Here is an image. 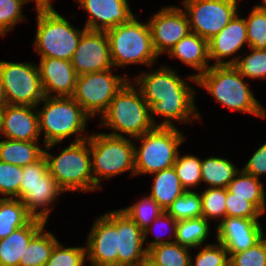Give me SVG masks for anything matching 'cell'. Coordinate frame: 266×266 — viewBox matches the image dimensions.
<instances>
[{
  "instance_id": "1",
  "label": "cell",
  "mask_w": 266,
  "mask_h": 266,
  "mask_svg": "<svg viewBox=\"0 0 266 266\" xmlns=\"http://www.w3.org/2000/svg\"><path fill=\"white\" fill-rule=\"evenodd\" d=\"M135 86L149 105L150 118L155 126L177 127L174 121L191 123L201 121V114L195 106L196 90L168 66L154 71H140L134 78ZM155 116L163 117V122L155 121Z\"/></svg>"
},
{
  "instance_id": "2",
  "label": "cell",
  "mask_w": 266,
  "mask_h": 266,
  "mask_svg": "<svg viewBox=\"0 0 266 266\" xmlns=\"http://www.w3.org/2000/svg\"><path fill=\"white\" fill-rule=\"evenodd\" d=\"M197 85L227 109L266 117V109L255 98L249 82L233 65H212L198 76Z\"/></svg>"
},
{
  "instance_id": "3",
  "label": "cell",
  "mask_w": 266,
  "mask_h": 266,
  "mask_svg": "<svg viewBox=\"0 0 266 266\" xmlns=\"http://www.w3.org/2000/svg\"><path fill=\"white\" fill-rule=\"evenodd\" d=\"M99 120L100 127L113 129L106 134L126 138L128 136L133 140L155 127L150 118L149 105L132 79L115 95Z\"/></svg>"
},
{
  "instance_id": "4",
  "label": "cell",
  "mask_w": 266,
  "mask_h": 266,
  "mask_svg": "<svg viewBox=\"0 0 266 266\" xmlns=\"http://www.w3.org/2000/svg\"><path fill=\"white\" fill-rule=\"evenodd\" d=\"M42 102L41 110H36L39 133H44V146L60 143L72 135L75 136L72 142L83 141L90 136L85 132L91 117L73 97L45 96Z\"/></svg>"
},
{
  "instance_id": "5",
  "label": "cell",
  "mask_w": 266,
  "mask_h": 266,
  "mask_svg": "<svg viewBox=\"0 0 266 266\" xmlns=\"http://www.w3.org/2000/svg\"><path fill=\"white\" fill-rule=\"evenodd\" d=\"M58 143L44 146L50 175L63 192L94 191L91 155L88 139L71 142L61 150L59 155H53L49 150Z\"/></svg>"
},
{
  "instance_id": "6",
  "label": "cell",
  "mask_w": 266,
  "mask_h": 266,
  "mask_svg": "<svg viewBox=\"0 0 266 266\" xmlns=\"http://www.w3.org/2000/svg\"><path fill=\"white\" fill-rule=\"evenodd\" d=\"M94 191L101 190L100 181L130 172L135 176L134 141L126 137L108 135L105 132L91 134L88 138Z\"/></svg>"
},
{
  "instance_id": "7",
  "label": "cell",
  "mask_w": 266,
  "mask_h": 266,
  "mask_svg": "<svg viewBox=\"0 0 266 266\" xmlns=\"http://www.w3.org/2000/svg\"><path fill=\"white\" fill-rule=\"evenodd\" d=\"M113 67L143 64L149 67L159 57L156 53L148 22H140L136 15L128 22L106 30Z\"/></svg>"
},
{
  "instance_id": "8",
  "label": "cell",
  "mask_w": 266,
  "mask_h": 266,
  "mask_svg": "<svg viewBox=\"0 0 266 266\" xmlns=\"http://www.w3.org/2000/svg\"><path fill=\"white\" fill-rule=\"evenodd\" d=\"M186 136L177 127L155 126L133 141L134 145L135 176L153 174L173 167L179 147ZM140 142V143H139Z\"/></svg>"
},
{
  "instance_id": "9",
  "label": "cell",
  "mask_w": 266,
  "mask_h": 266,
  "mask_svg": "<svg viewBox=\"0 0 266 266\" xmlns=\"http://www.w3.org/2000/svg\"><path fill=\"white\" fill-rule=\"evenodd\" d=\"M33 46L40 58L71 61L82 34L87 30L74 27L56 10L37 11Z\"/></svg>"
},
{
  "instance_id": "10",
  "label": "cell",
  "mask_w": 266,
  "mask_h": 266,
  "mask_svg": "<svg viewBox=\"0 0 266 266\" xmlns=\"http://www.w3.org/2000/svg\"><path fill=\"white\" fill-rule=\"evenodd\" d=\"M64 193L50 175L45 155L23 167L20 200L34 217L48 222L51 207Z\"/></svg>"
},
{
  "instance_id": "11",
  "label": "cell",
  "mask_w": 266,
  "mask_h": 266,
  "mask_svg": "<svg viewBox=\"0 0 266 266\" xmlns=\"http://www.w3.org/2000/svg\"><path fill=\"white\" fill-rule=\"evenodd\" d=\"M129 80L127 73L114 75L113 69L79 75L72 97L91 118L100 117Z\"/></svg>"
},
{
  "instance_id": "12",
  "label": "cell",
  "mask_w": 266,
  "mask_h": 266,
  "mask_svg": "<svg viewBox=\"0 0 266 266\" xmlns=\"http://www.w3.org/2000/svg\"><path fill=\"white\" fill-rule=\"evenodd\" d=\"M0 77L7 104L38 107L45 94L38 65L0 61Z\"/></svg>"
},
{
  "instance_id": "13",
  "label": "cell",
  "mask_w": 266,
  "mask_h": 266,
  "mask_svg": "<svg viewBox=\"0 0 266 266\" xmlns=\"http://www.w3.org/2000/svg\"><path fill=\"white\" fill-rule=\"evenodd\" d=\"M239 0H183L190 32L210 40L217 35L239 11Z\"/></svg>"
},
{
  "instance_id": "14",
  "label": "cell",
  "mask_w": 266,
  "mask_h": 266,
  "mask_svg": "<svg viewBox=\"0 0 266 266\" xmlns=\"http://www.w3.org/2000/svg\"><path fill=\"white\" fill-rule=\"evenodd\" d=\"M87 236V261L92 266L117 265V210L98 216Z\"/></svg>"
},
{
  "instance_id": "15",
  "label": "cell",
  "mask_w": 266,
  "mask_h": 266,
  "mask_svg": "<svg viewBox=\"0 0 266 266\" xmlns=\"http://www.w3.org/2000/svg\"><path fill=\"white\" fill-rule=\"evenodd\" d=\"M148 21L153 47L158 56L168 53L190 32L189 20L182 7L164 6Z\"/></svg>"
},
{
  "instance_id": "16",
  "label": "cell",
  "mask_w": 266,
  "mask_h": 266,
  "mask_svg": "<svg viewBox=\"0 0 266 266\" xmlns=\"http://www.w3.org/2000/svg\"><path fill=\"white\" fill-rule=\"evenodd\" d=\"M77 75L113 69L106 31L86 30L71 60Z\"/></svg>"
},
{
  "instance_id": "17",
  "label": "cell",
  "mask_w": 266,
  "mask_h": 266,
  "mask_svg": "<svg viewBox=\"0 0 266 266\" xmlns=\"http://www.w3.org/2000/svg\"><path fill=\"white\" fill-rule=\"evenodd\" d=\"M215 228L216 241L226 248L229 257L254 246L265 236L258 218L225 217Z\"/></svg>"
},
{
  "instance_id": "18",
  "label": "cell",
  "mask_w": 266,
  "mask_h": 266,
  "mask_svg": "<svg viewBox=\"0 0 266 266\" xmlns=\"http://www.w3.org/2000/svg\"><path fill=\"white\" fill-rule=\"evenodd\" d=\"M240 16L238 12L217 35L208 40L209 60L214 61L212 65H233L240 56L237 52L248 45L245 18ZM230 56H233L230 60H223Z\"/></svg>"
},
{
  "instance_id": "19",
  "label": "cell",
  "mask_w": 266,
  "mask_h": 266,
  "mask_svg": "<svg viewBox=\"0 0 266 266\" xmlns=\"http://www.w3.org/2000/svg\"><path fill=\"white\" fill-rule=\"evenodd\" d=\"M83 8L88 19L87 30L106 31L112 27L128 22L135 14L131 11L128 0H76Z\"/></svg>"
},
{
  "instance_id": "20",
  "label": "cell",
  "mask_w": 266,
  "mask_h": 266,
  "mask_svg": "<svg viewBox=\"0 0 266 266\" xmlns=\"http://www.w3.org/2000/svg\"><path fill=\"white\" fill-rule=\"evenodd\" d=\"M37 65L45 96L72 97L78 75L71 61L57 58H40Z\"/></svg>"
},
{
  "instance_id": "21",
  "label": "cell",
  "mask_w": 266,
  "mask_h": 266,
  "mask_svg": "<svg viewBox=\"0 0 266 266\" xmlns=\"http://www.w3.org/2000/svg\"><path fill=\"white\" fill-rule=\"evenodd\" d=\"M36 106H4L3 138L22 141H40L39 122Z\"/></svg>"
},
{
  "instance_id": "22",
  "label": "cell",
  "mask_w": 266,
  "mask_h": 266,
  "mask_svg": "<svg viewBox=\"0 0 266 266\" xmlns=\"http://www.w3.org/2000/svg\"><path fill=\"white\" fill-rule=\"evenodd\" d=\"M117 230V265L138 264L148 252L144 232L121 210H117Z\"/></svg>"
},
{
  "instance_id": "23",
  "label": "cell",
  "mask_w": 266,
  "mask_h": 266,
  "mask_svg": "<svg viewBox=\"0 0 266 266\" xmlns=\"http://www.w3.org/2000/svg\"><path fill=\"white\" fill-rule=\"evenodd\" d=\"M167 55L180 60L183 64L197 71L195 74L188 76V81L191 80L195 85L198 76L212 66L209 63L208 41L193 32H189L175 44Z\"/></svg>"
},
{
  "instance_id": "24",
  "label": "cell",
  "mask_w": 266,
  "mask_h": 266,
  "mask_svg": "<svg viewBox=\"0 0 266 266\" xmlns=\"http://www.w3.org/2000/svg\"><path fill=\"white\" fill-rule=\"evenodd\" d=\"M47 222L33 218L27 225L14 230L9 236L0 240V266H20L25 248L31 239Z\"/></svg>"
},
{
  "instance_id": "25",
  "label": "cell",
  "mask_w": 266,
  "mask_h": 266,
  "mask_svg": "<svg viewBox=\"0 0 266 266\" xmlns=\"http://www.w3.org/2000/svg\"><path fill=\"white\" fill-rule=\"evenodd\" d=\"M153 185L149 196L152 197L165 211L186 190L182 187L174 167L151 174Z\"/></svg>"
},
{
  "instance_id": "26",
  "label": "cell",
  "mask_w": 266,
  "mask_h": 266,
  "mask_svg": "<svg viewBox=\"0 0 266 266\" xmlns=\"http://www.w3.org/2000/svg\"><path fill=\"white\" fill-rule=\"evenodd\" d=\"M40 141L3 139L0 141V161L24 167L44 154Z\"/></svg>"
},
{
  "instance_id": "27",
  "label": "cell",
  "mask_w": 266,
  "mask_h": 266,
  "mask_svg": "<svg viewBox=\"0 0 266 266\" xmlns=\"http://www.w3.org/2000/svg\"><path fill=\"white\" fill-rule=\"evenodd\" d=\"M227 190L232 193V197L244 198L251 202L262 214L266 213V194L264 185L259 178L240 169L228 184Z\"/></svg>"
},
{
  "instance_id": "28",
  "label": "cell",
  "mask_w": 266,
  "mask_h": 266,
  "mask_svg": "<svg viewBox=\"0 0 266 266\" xmlns=\"http://www.w3.org/2000/svg\"><path fill=\"white\" fill-rule=\"evenodd\" d=\"M240 169L229 159L210 156L201 159V179L208 188H227Z\"/></svg>"
},
{
  "instance_id": "29",
  "label": "cell",
  "mask_w": 266,
  "mask_h": 266,
  "mask_svg": "<svg viewBox=\"0 0 266 266\" xmlns=\"http://www.w3.org/2000/svg\"><path fill=\"white\" fill-rule=\"evenodd\" d=\"M34 217L17 198H0V240L27 225Z\"/></svg>"
},
{
  "instance_id": "30",
  "label": "cell",
  "mask_w": 266,
  "mask_h": 266,
  "mask_svg": "<svg viewBox=\"0 0 266 266\" xmlns=\"http://www.w3.org/2000/svg\"><path fill=\"white\" fill-rule=\"evenodd\" d=\"M44 226L25 248L24 257L20 259V266H45L54 246L59 242L51 232H46Z\"/></svg>"
},
{
  "instance_id": "31",
  "label": "cell",
  "mask_w": 266,
  "mask_h": 266,
  "mask_svg": "<svg viewBox=\"0 0 266 266\" xmlns=\"http://www.w3.org/2000/svg\"><path fill=\"white\" fill-rule=\"evenodd\" d=\"M209 223L204 217L177 221L175 242L189 249L201 248L210 234Z\"/></svg>"
},
{
  "instance_id": "32",
  "label": "cell",
  "mask_w": 266,
  "mask_h": 266,
  "mask_svg": "<svg viewBox=\"0 0 266 266\" xmlns=\"http://www.w3.org/2000/svg\"><path fill=\"white\" fill-rule=\"evenodd\" d=\"M191 250L172 242L150 248L147 255L160 266H190Z\"/></svg>"
},
{
  "instance_id": "33",
  "label": "cell",
  "mask_w": 266,
  "mask_h": 266,
  "mask_svg": "<svg viewBox=\"0 0 266 266\" xmlns=\"http://www.w3.org/2000/svg\"><path fill=\"white\" fill-rule=\"evenodd\" d=\"M129 207L121 208L131 220H133L142 231L159 217L165 210L149 195H144Z\"/></svg>"
},
{
  "instance_id": "34",
  "label": "cell",
  "mask_w": 266,
  "mask_h": 266,
  "mask_svg": "<svg viewBox=\"0 0 266 266\" xmlns=\"http://www.w3.org/2000/svg\"><path fill=\"white\" fill-rule=\"evenodd\" d=\"M173 167L182 187L186 191H192L194 188L197 189V185L202 183L201 159L198 156L192 154L180 155L179 151Z\"/></svg>"
},
{
  "instance_id": "35",
  "label": "cell",
  "mask_w": 266,
  "mask_h": 266,
  "mask_svg": "<svg viewBox=\"0 0 266 266\" xmlns=\"http://www.w3.org/2000/svg\"><path fill=\"white\" fill-rule=\"evenodd\" d=\"M202 215L206 220H219L226 217L227 188H208L200 191Z\"/></svg>"
},
{
  "instance_id": "36",
  "label": "cell",
  "mask_w": 266,
  "mask_h": 266,
  "mask_svg": "<svg viewBox=\"0 0 266 266\" xmlns=\"http://www.w3.org/2000/svg\"><path fill=\"white\" fill-rule=\"evenodd\" d=\"M195 191H186L169 206L166 212L176 221L201 217V196Z\"/></svg>"
},
{
  "instance_id": "37",
  "label": "cell",
  "mask_w": 266,
  "mask_h": 266,
  "mask_svg": "<svg viewBox=\"0 0 266 266\" xmlns=\"http://www.w3.org/2000/svg\"><path fill=\"white\" fill-rule=\"evenodd\" d=\"M249 55H241L233 66L238 72L248 79H266V50L250 48ZM242 58V59H241Z\"/></svg>"
},
{
  "instance_id": "38",
  "label": "cell",
  "mask_w": 266,
  "mask_h": 266,
  "mask_svg": "<svg viewBox=\"0 0 266 266\" xmlns=\"http://www.w3.org/2000/svg\"><path fill=\"white\" fill-rule=\"evenodd\" d=\"M245 23L248 47L266 50V11L253 7Z\"/></svg>"
},
{
  "instance_id": "39",
  "label": "cell",
  "mask_w": 266,
  "mask_h": 266,
  "mask_svg": "<svg viewBox=\"0 0 266 266\" xmlns=\"http://www.w3.org/2000/svg\"><path fill=\"white\" fill-rule=\"evenodd\" d=\"M86 261V246L65 247L59 241L45 266H85Z\"/></svg>"
},
{
  "instance_id": "40",
  "label": "cell",
  "mask_w": 266,
  "mask_h": 266,
  "mask_svg": "<svg viewBox=\"0 0 266 266\" xmlns=\"http://www.w3.org/2000/svg\"><path fill=\"white\" fill-rule=\"evenodd\" d=\"M22 172L23 167L0 161V198L20 199Z\"/></svg>"
},
{
  "instance_id": "41",
  "label": "cell",
  "mask_w": 266,
  "mask_h": 266,
  "mask_svg": "<svg viewBox=\"0 0 266 266\" xmlns=\"http://www.w3.org/2000/svg\"><path fill=\"white\" fill-rule=\"evenodd\" d=\"M26 0H0V36H6L21 21H26L23 6Z\"/></svg>"
},
{
  "instance_id": "42",
  "label": "cell",
  "mask_w": 266,
  "mask_h": 266,
  "mask_svg": "<svg viewBox=\"0 0 266 266\" xmlns=\"http://www.w3.org/2000/svg\"><path fill=\"white\" fill-rule=\"evenodd\" d=\"M190 266H229V254L226 248L217 243L206 244L194 256L191 255Z\"/></svg>"
},
{
  "instance_id": "43",
  "label": "cell",
  "mask_w": 266,
  "mask_h": 266,
  "mask_svg": "<svg viewBox=\"0 0 266 266\" xmlns=\"http://www.w3.org/2000/svg\"><path fill=\"white\" fill-rule=\"evenodd\" d=\"M229 266H266V236L254 246L233 253L229 257Z\"/></svg>"
},
{
  "instance_id": "44",
  "label": "cell",
  "mask_w": 266,
  "mask_h": 266,
  "mask_svg": "<svg viewBox=\"0 0 266 266\" xmlns=\"http://www.w3.org/2000/svg\"><path fill=\"white\" fill-rule=\"evenodd\" d=\"M160 224H161V227L164 225L166 226V228L168 227L169 230H171L170 234L171 235H168L169 238L166 239V238H163L159 235H156L153 237L154 239L150 242L147 241V245H146V249L147 251L154 247V246H157V245H160V244H166V243H172V242H175V238H176V226H177V221L170 215L168 214L166 211H164L159 217H157L151 225H149L143 232H144V243H146L145 241L147 240V236L149 235V233L151 232H154V227L153 226H159L160 228ZM163 224V225H162ZM163 226V228H164ZM157 229V228H155ZM168 229H165L164 230H168ZM163 230V231H164ZM162 232V230H161ZM160 232V233H161Z\"/></svg>"
},
{
  "instance_id": "45",
  "label": "cell",
  "mask_w": 266,
  "mask_h": 266,
  "mask_svg": "<svg viewBox=\"0 0 266 266\" xmlns=\"http://www.w3.org/2000/svg\"><path fill=\"white\" fill-rule=\"evenodd\" d=\"M225 205L226 217L260 218L263 215L251 202L244 198L232 197L228 190Z\"/></svg>"
},
{
  "instance_id": "46",
  "label": "cell",
  "mask_w": 266,
  "mask_h": 266,
  "mask_svg": "<svg viewBox=\"0 0 266 266\" xmlns=\"http://www.w3.org/2000/svg\"><path fill=\"white\" fill-rule=\"evenodd\" d=\"M241 170L256 178L266 175V142L252 154Z\"/></svg>"
},
{
  "instance_id": "47",
  "label": "cell",
  "mask_w": 266,
  "mask_h": 266,
  "mask_svg": "<svg viewBox=\"0 0 266 266\" xmlns=\"http://www.w3.org/2000/svg\"><path fill=\"white\" fill-rule=\"evenodd\" d=\"M31 1L33 0H26V3H29ZM33 2H35L36 7L34 9L36 10V12L55 10L51 4L52 0H34Z\"/></svg>"
},
{
  "instance_id": "48",
  "label": "cell",
  "mask_w": 266,
  "mask_h": 266,
  "mask_svg": "<svg viewBox=\"0 0 266 266\" xmlns=\"http://www.w3.org/2000/svg\"><path fill=\"white\" fill-rule=\"evenodd\" d=\"M139 266H160L152 258L146 255L139 263Z\"/></svg>"
},
{
  "instance_id": "49",
  "label": "cell",
  "mask_w": 266,
  "mask_h": 266,
  "mask_svg": "<svg viewBox=\"0 0 266 266\" xmlns=\"http://www.w3.org/2000/svg\"><path fill=\"white\" fill-rule=\"evenodd\" d=\"M5 105H7V101H6L5 94H4L2 80L0 77V106H5Z\"/></svg>"
},
{
  "instance_id": "50",
  "label": "cell",
  "mask_w": 266,
  "mask_h": 266,
  "mask_svg": "<svg viewBox=\"0 0 266 266\" xmlns=\"http://www.w3.org/2000/svg\"><path fill=\"white\" fill-rule=\"evenodd\" d=\"M4 106H0V139L3 138L2 122H3Z\"/></svg>"
},
{
  "instance_id": "51",
  "label": "cell",
  "mask_w": 266,
  "mask_h": 266,
  "mask_svg": "<svg viewBox=\"0 0 266 266\" xmlns=\"http://www.w3.org/2000/svg\"><path fill=\"white\" fill-rule=\"evenodd\" d=\"M262 4H256V6H254L255 8L257 9H260V10H263V11H266V0H261Z\"/></svg>"
},
{
  "instance_id": "52",
  "label": "cell",
  "mask_w": 266,
  "mask_h": 266,
  "mask_svg": "<svg viewBox=\"0 0 266 266\" xmlns=\"http://www.w3.org/2000/svg\"><path fill=\"white\" fill-rule=\"evenodd\" d=\"M116 266H139L138 264H126V265H116Z\"/></svg>"
}]
</instances>
